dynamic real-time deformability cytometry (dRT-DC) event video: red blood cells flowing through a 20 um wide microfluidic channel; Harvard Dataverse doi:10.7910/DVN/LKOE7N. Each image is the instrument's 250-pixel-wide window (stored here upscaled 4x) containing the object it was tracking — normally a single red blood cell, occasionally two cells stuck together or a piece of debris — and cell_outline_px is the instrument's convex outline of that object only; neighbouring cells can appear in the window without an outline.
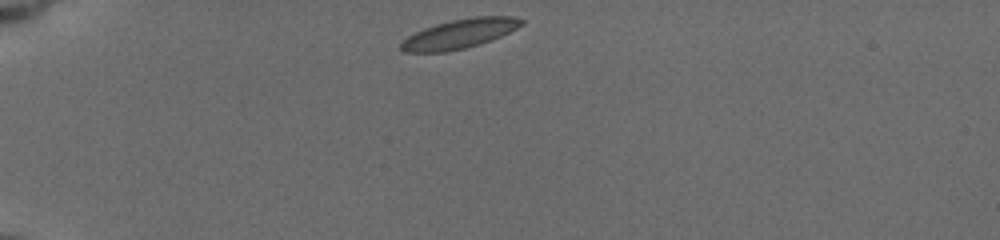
{"species": "common noctule bat (a hibernating species)", "species_latin": "Nyctalus noctula", "temperature_condition": "cold", "stored_images_in_passage": 42, "camera_frame_rate_fps": 3000, "um_per_image_px": 0.085, "animal": {"sex": "female", "body_mass_g": 19.5, "forearm_length_mm": 54.1}, "frame": {"image": 1, "passage_image": 1, "time_ms": 0.0, "image_size_px": [1000, 240], "cell_outline_px": [[524, 24], [500, 36], [480, 44], [464, 48], [444, 52], [404, 52], [400, 48], [400, 44], [408, 36], [424, 28], [436, 24], [452, 20], [472, 16], [516, 16], [524, 20]], "centroid_in_image_um": [39.08, 2.86], "position_along_channel_um": 45.9, "area_um2": 20.46}}
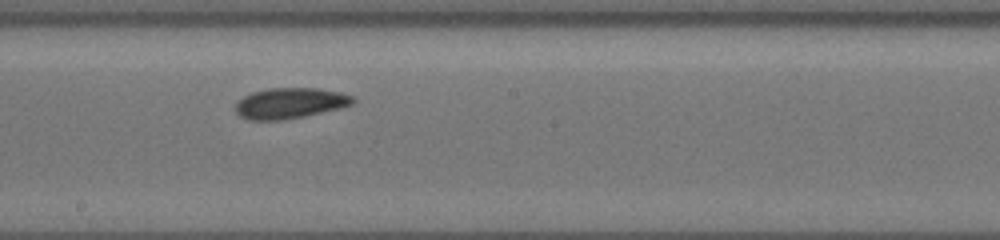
{"frame": {"image": 2, "passage_image": 19, "time_ms": 6.0, "image_size_px": [1000, 240], "cell_outline_px": [[356, 100], [352, 104], [340, 108], [304, 116], [280, 120], [248, 120], [240, 116], [236, 112], [236, 104], [244, 96], [252, 92], [268, 88], [316, 88], [340, 92], [352, 96]], "centroid_in_image_um": [24.65, 8.77], "position_along_channel_um": 223.6, "area_um2": 20.87}}
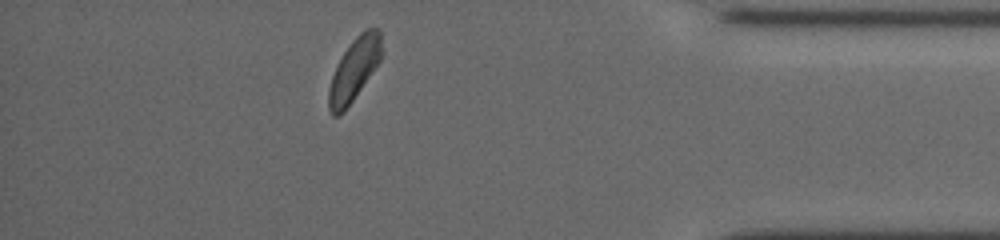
{"frame": {"image": 3, "passage_image": 36, "time_ms": 11.667, "image_size_px": [1000, 240], "cell_outline_px": [[384, 52], [380, 60], [344, 112], [340, 116], [332, 116], [328, 108], [328, 88], [332, 76], [344, 52], [352, 40], [360, 32], [368, 28], [376, 28], [380, 32]], "centroid_in_image_um": [30.11, 5.91], "position_along_channel_um": 405.1, "area_um2": 19.13}, "authors_computed_cell_mechanics": {"area_um2": 20.4323, "velocity_mm_per_s": 3.6923, "shape_relaxation_time_tau1_ms": 4.2118, "shape_relaxation_time_tau2_ms": 8.295, "deformation_change_tau1": 0.0998, "deformation_change_tau2": 0.1184}}